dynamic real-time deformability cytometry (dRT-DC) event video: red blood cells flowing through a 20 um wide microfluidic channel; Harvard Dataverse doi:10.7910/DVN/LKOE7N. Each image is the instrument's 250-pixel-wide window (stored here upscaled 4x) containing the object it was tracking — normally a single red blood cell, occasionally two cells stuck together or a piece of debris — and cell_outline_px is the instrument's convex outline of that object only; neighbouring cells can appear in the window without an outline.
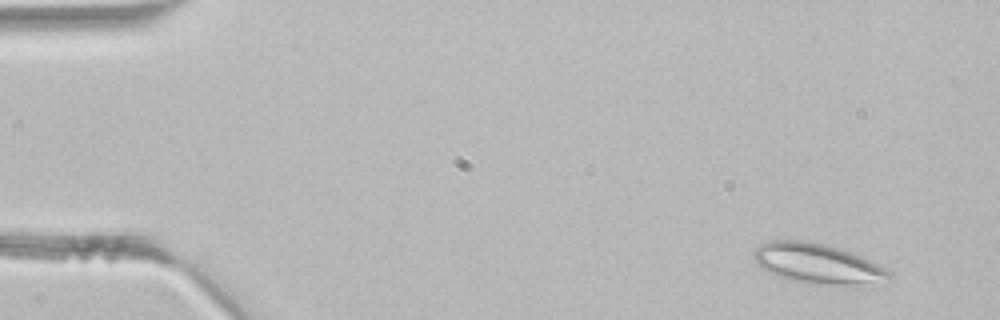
{"species": "common noctule bat (a hibernating species)", "species_latin": "Nyctalus noctula", "temperature_condition": "room temperature", "stored_images_in_passage": 42, "segment_of_instrument_passage": [1, 2], "camera_frame_rate_fps": 3000, "um_per_image_px": 0.085, "animal": {"sex": "male", "body_mass_g": 21.5, "forearm_length_mm": 52.0}, "frame": {"image": 1, "passage_image": 2, "time_ms": 0.333, "image_size_px": [1000, 320], "cell_outline_px": [[892, 276], [844, 288], [808, 284], [788, 280], [768, 272], [756, 260], [752, 252], [760, 244], [768, 240], [804, 240], [840, 248], [852, 252], [892, 272]], "centroid_in_image_um": [69.44, 22.42], "position_along_channel_um": 15.6, "area_um2": 31.67}}
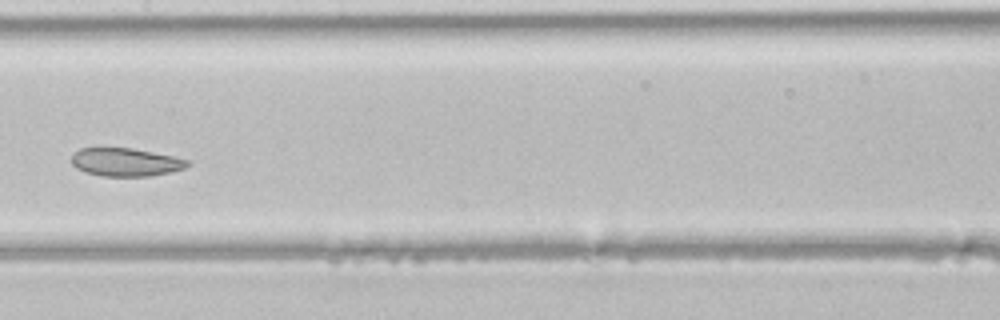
{"frame": {"image": 2, "passage_image": 21, "time_ms": 6.667, "image_size_px": [1000, 320], "cell_outline_px": [[192, 164], [184, 168], [152, 176], [104, 176], [84, 172], [76, 168], [72, 164], [72, 156], [80, 148], [132, 148], [172, 156], [188, 160]], "centroid_in_image_um": [10.68, 13.78], "position_along_channel_um": 196.7, "area_um2": 18.9}}
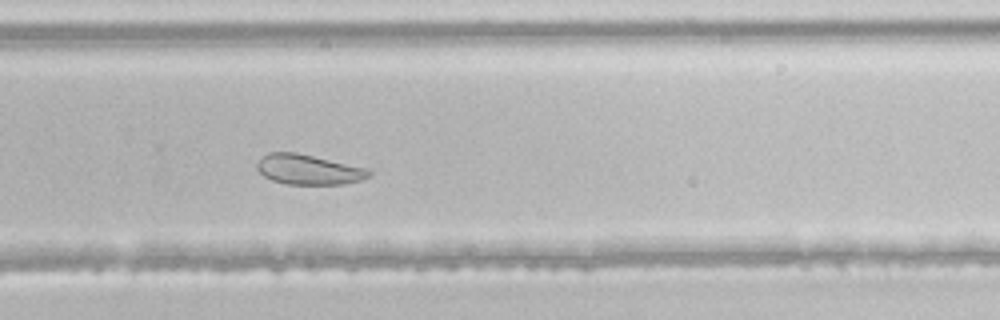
{"frame": {"image": 3, "passage_image": 28, "time_ms": 9.0, "image_size_px": [1000, 320], "cell_outline_px": [[372, 172], [368, 176], [360, 180], [344, 184], [288, 184], [272, 180], [264, 176], [256, 168], [256, 164], [268, 152], [296, 152], [364, 168]], "centroid_in_image_um": [26.17, 14.41], "position_along_channel_um": 303.6, "area_um2": 19.19}}